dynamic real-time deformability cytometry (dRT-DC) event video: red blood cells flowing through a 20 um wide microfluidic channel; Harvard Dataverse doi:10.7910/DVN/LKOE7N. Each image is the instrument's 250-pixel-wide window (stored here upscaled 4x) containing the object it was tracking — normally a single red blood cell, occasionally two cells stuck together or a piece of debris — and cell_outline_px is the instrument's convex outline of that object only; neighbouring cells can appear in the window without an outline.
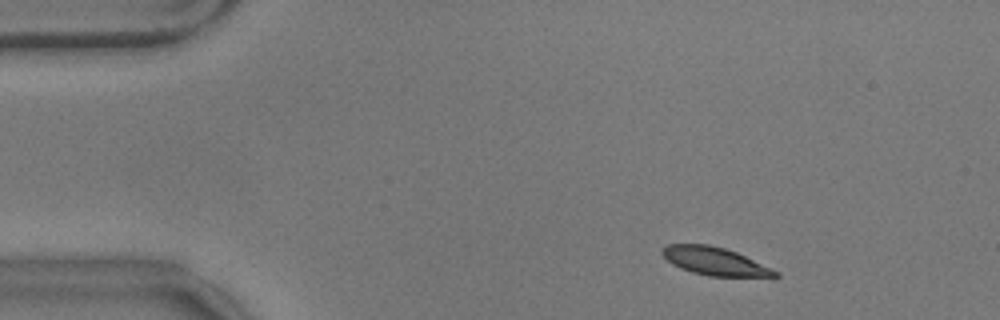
{"species": "common noctule bat (a hibernating species)", "species_latin": "Nyctalus noctula", "temperature_condition": "warm", "stored_images_in_passage": 54, "camera_frame_rate_fps": 3000, "um_per_image_px": 0.085, "animal": {"sex": "male", "body_mass_g": 17.9}, "frame": {"image": 1, "passage_image": 5, "time_ms": 1.333, "image_size_px": [1000, 320], "cell_outline_px": [[780, 276], [708, 276], [692, 272], [680, 268], [672, 264], [660, 252], [660, 248], [668, 244], [708, 244], [724, 248], [736, 252], [772, 268], [780, 272]], "centroid_in_image_um": [60.72, 22.19], "position_along_channel_um": 24.3, "area_um2": 18.32}}
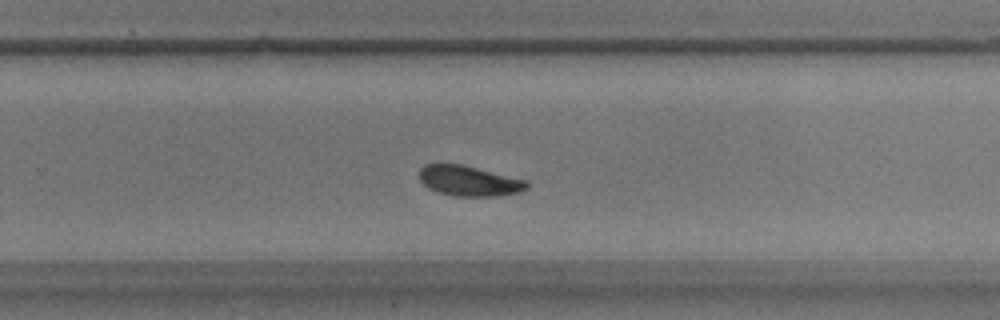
{"frame": {"image": 2, "passage_image": 34, "time_ms": 11.0, "image_size_px": [1000, 320], "cell_outline_px": [[528, 188], [520, 192], [496, 196], [456, 196], [436, 192], [428, 188], [420, 180], [420, 168], [424, 164], [460, 164], [528, 180]], "centroid_in_image_um": [39.88, 15.38], "position_along_channel_um": 289.9, "area_um2": 18.96}}
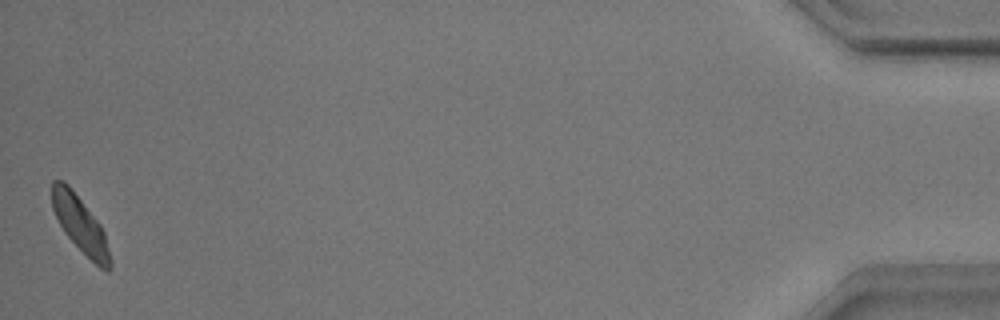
{"frame": {"image": 3, "passage_image": 54, "time_ms": 17.667, "image_size_px": [1000, 320], "cell_outline_px": [[112, 268], [108, 272], [100, 268], [64, 232], [52, 208], [52, 180], [64, 180], [72, 188], [100, 224], [104, 232], [112, 260]], "centroid_in_image_um": [6.84, 19.07], "position_along_channel_um": 428.4, "area_um2": 18.79}, "authors_computed_cell_mechanics": {"area_um2": 19.1318, "velocity_mm_per_s": 3.4868, "shape_relaxation_time_tau1_ms": 5.0656, "shape_relaxation_time_tau2_ms": 6.3141, "deformation_change_tau1": 0.1685, "deformation_change_tau2": 0.1014}}